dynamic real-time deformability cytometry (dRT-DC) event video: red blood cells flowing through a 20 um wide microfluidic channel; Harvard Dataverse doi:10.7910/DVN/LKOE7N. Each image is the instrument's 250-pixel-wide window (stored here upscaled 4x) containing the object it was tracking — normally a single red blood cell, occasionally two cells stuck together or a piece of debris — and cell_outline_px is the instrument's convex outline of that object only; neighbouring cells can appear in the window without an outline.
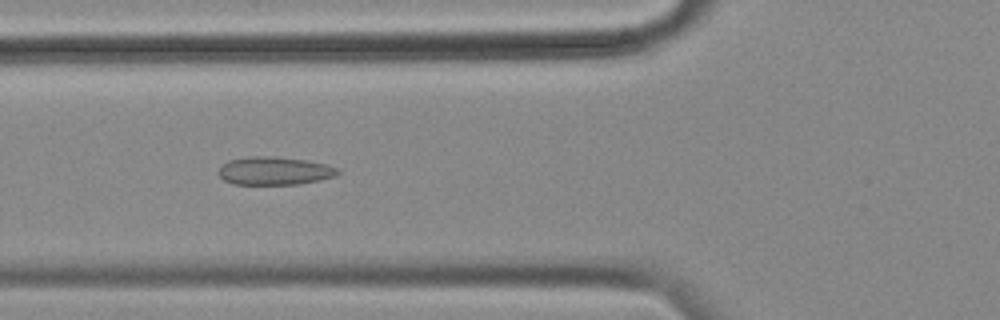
{"species": "common noctule bat (a hibernating species)", "species_latin": "Nyctalus noctula", "temperature_condition": "cold", "stored_images_in_passage": 42, "camera_frame_rate_fps": 3000, "um_per_image_px": 0.085, "animal": {"sex": "female", "body_mass_g": 18.4}, "frame": {"image": 1, "passage_image": 6, "time_ms": 1.667, "image_size_px": [1000, 320], "cell_outline_px": [[340, 172], [336, 176], [320, 180], [300, 184], [232, 184], [224, 180], [220, 176], [220, 168], [228, 160], [248, 156], [272, 156], [304, 160], [324, 164], [336, 168]], "centroid_in_image_um": [23.32, 14.52], "position_along_channel_um": 102.5, "area_um2": 19.36}}
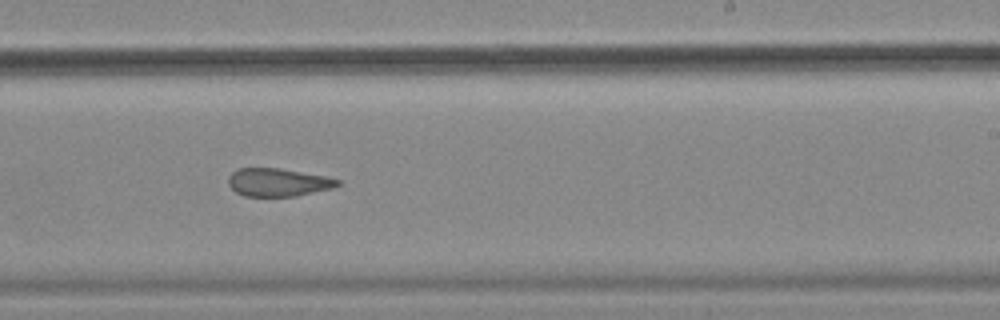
{"frame": {"image": 2, "passage_image": 20, "time_ms": 6.333, "image_size_px": [1000, 320], "cell_outline_px": [[340, 184], [332, 188], [296, 196], [244, 196], [236, 192], [228, 184], [228, 176], [236, 168], [280, 168], [328, 176], [340, 180]], "centroid_in_image_um": [23.63, 15.49], "position_along_channel_um": 265.4, "area_um2": 17.98}}
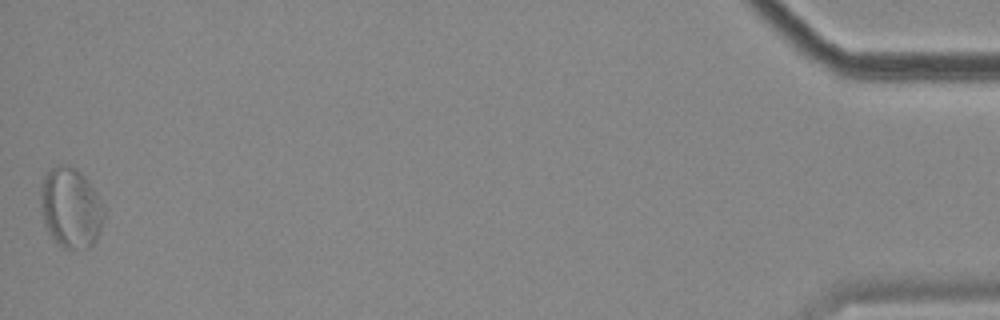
{"frame": {"image": 3, "passage_image": 42, "time_ms": 13.667, "image_size_px": [1000, 320], "cell_outline_px": [[104, 216], [96, 240], [88, 248], [60, 248], [48, 232], [44, 224], [40, 204], [40, 184], [44, 176], [52, 168], [60, 164], [68, 164], [76, 168], [84, 176], [96, 192], [104, 208]], "centroid_in_image_um": [5.98, 17.66], "position_along_channel_um": 429.2, "area_um2": 29.77}, "authors_computed_cell_mechanics": {"area_um2": 19.3052, "velocity_mm_per_s": 3.4971, "shape_relaxation_time_tau1_ms": null, "shape_relaxation_time_tau2_ms": 2.4478, "deformation_change_tau1": null, "deformation_change_tau2": 0.0894}}